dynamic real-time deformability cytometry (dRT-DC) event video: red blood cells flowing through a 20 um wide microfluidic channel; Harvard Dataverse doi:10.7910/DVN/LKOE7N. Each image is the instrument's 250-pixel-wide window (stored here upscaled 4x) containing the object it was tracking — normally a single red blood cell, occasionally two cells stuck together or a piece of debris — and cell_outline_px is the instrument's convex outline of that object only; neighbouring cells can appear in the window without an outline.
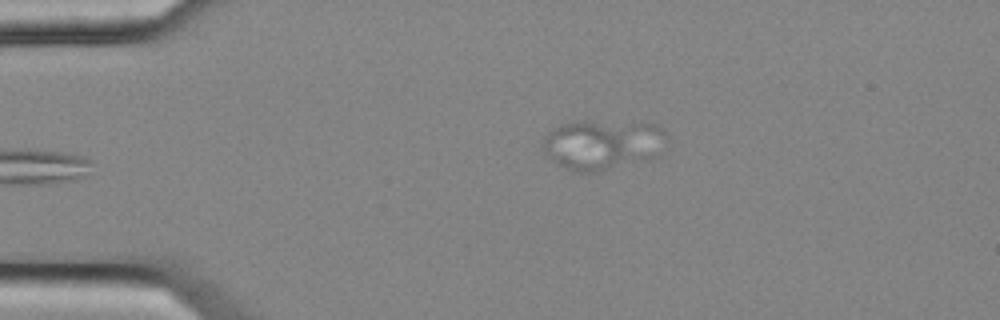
{"species": "common noctule bat (a hibernating species)", "species_latin": "Nyctalus noctula", "temperature_condition": "cold", "stored_images_in_passage": 3, "camera_frame_rate_fps": 3000, "um_per_image_px": 0.085, "animal": {"sex": "female", "body_mass_g": 25.1}, "frame": {"image": 1, "passage_image": 3, "time_ms": 0.667, "image_size_px": [1000, 320], "cell_outline_px": [[664, 132], [608, 168], [600, 172], [576, 172], [564, 168], [552, 160], [548, 156], [544, 148], [544, 136], [548, 132], [560, 124], [584, 120], [588, 120], [652, 124], [664, 128]], "centroid_in_image_um": [50.69, 12.18], "position_along_channel_um": 34.3, "area_um2": 31.33}}